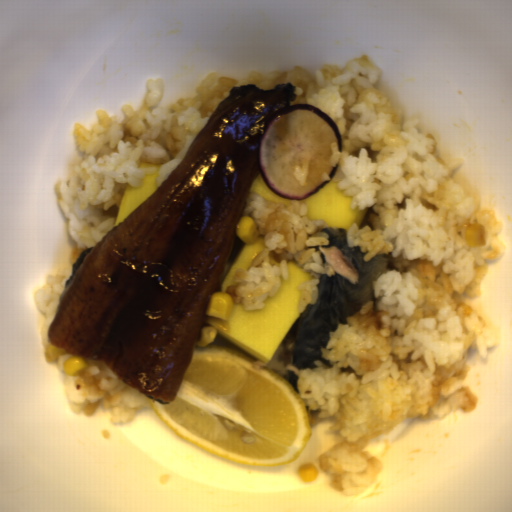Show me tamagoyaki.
<instances>
[{
    "label": "tamagoyaki",
    "mask_w": 512,
    "mask_h": 512,
    "mask_svg": "<svg viewBox=\"0 0 512 512\" xmlns=\"http://www.w3.org/2000/svg\"><path fill=\"white\" fill-rule=\"evenodd\" d=\"M248 193L256 195L265 201L289 206L291 199L281 198L271 191L266 182L264 181L261 172L259 171L253 178L249 187Z\"/></svg>",
    "instance_id": "5"
},
{
    "label": "tamagoyaki",
    "mask_w": 512,
    "mask_h": 512,
    "mask_svg": "<svg viewBox=\"0 0 512 512\" xmlns=\"http://www.w3.org/2000/svg\"><path fill=\"white\" fill-rule=\"evenodd\" d=\"M161 164L153 161H143L138 164V170L151 169L153 173L142 178L138 185H127L120 198L114 228L121 224L133 213L158 187V173Z\"/></svg>",
    "instance_id": "3"
},
{
    "label": "tamagoyaki",
    "mask_w": 512,
    "mask_h": 512,
    "mask_svg": "<svg viewBox=\"0 0 512 512\" xmlns=\"http://www.w3.org/2000/svg\"><path fill=\"white\" fill-rule=\"evenodd\" d=\"M265 248V244L261 237L253 244H244L241 250L236 255L222 282L219 284V288L214 293H226L232 282L233 274L239 270L247 267L255 258H257Z\"/></svg>",
    "instance_id": "4"
},
{
    "label": "tamagoyaki",
    "mask_w": 512,
    "mask_h": 512,
    "mask_svg": "<svg viewBox=\"0 0 512 512\" xmlns=\"http://www.w3.org/2000/svg\"><path fill=\"white\" fill-rule=\"evenodd\" d=\"M337 185L338 183L331 179L316 193L301 198L306 204V216L309 222L321 219L324 225L348 230L356 223L359 229L368 208L360 209L352 204L347 194L337 188Z\"/></svg>",
    "instance_id": "2"
},
{
    "label": "tamagoyaki",
    "mask_w": 512,
    "mask_h": 512,
    "mask_svg": "<svg viewBox=\"0 0 512 512\" xmlns=\"http://www.w3.org/2000/svg\"><path fill=\"white\" fill-rule=\"evenodd\" d=\"M311 280V275L289 261L287 279L260 308L247 310L233 302L227 319L207 316L202 328H215L216 334L268 364L299 319L301 286Z\"/></svg>",
    "instance_id": "1"
}]
</instances>
